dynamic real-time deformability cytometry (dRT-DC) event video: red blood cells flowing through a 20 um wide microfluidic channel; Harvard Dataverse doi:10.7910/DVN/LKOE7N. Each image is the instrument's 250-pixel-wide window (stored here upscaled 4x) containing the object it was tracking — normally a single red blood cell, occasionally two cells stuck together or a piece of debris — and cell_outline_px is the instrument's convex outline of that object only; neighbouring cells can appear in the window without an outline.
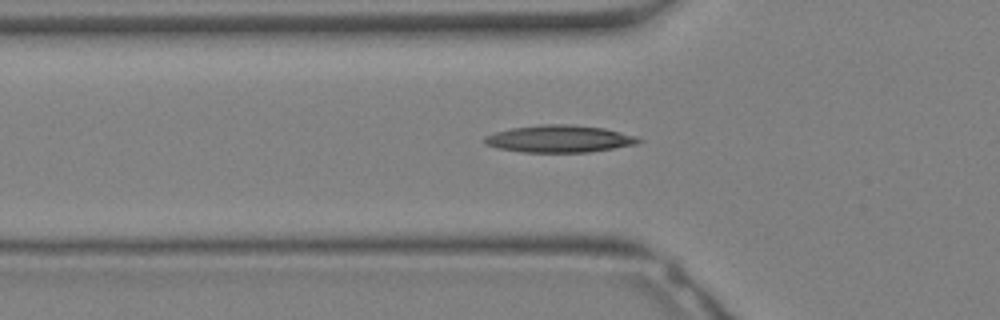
{"species": "Egyptian fruit bat (a non-hibernating species)", "species_latin": "Rousettus aegyptiacus", "temperature_condition": "warm", "stored_images_in_passage": 5, "camera_frame_rate_fps": 3000, "um_per_image_px": 0.085, "animal": {"sex": "female"}, "frame": {"image": 1, "passage_image": 4, "time_ms": 1.0, "image_size_px": [1000, 320], "cell_outline_px": [[644, 140], [636, 144], [588, 152], [520, 152], [496, 148], [484, 144], [484, 136], [496, 132], [512, 128], [544, 124], [564, 124], [604, 128], [636, 136]], "centroid_in_image_um": [47.51, 11.8], "position_along_channel_um": 78.3, "area_um2": 24.28}}